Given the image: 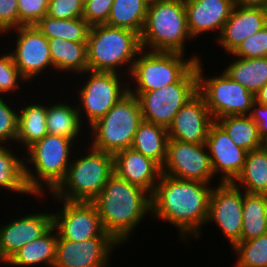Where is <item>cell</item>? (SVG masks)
<instances>
[{"label": "cell", "instance_id": "9a60e30c", "mask_svg": "<svg viewBox=\"0 0 267 267\" xmlns=\"http://www.w3.org/2000/svg\"><path fill=\"white\" fill-rule=\"evenodd\" d=\"M58 201L63 203V209L53 213V226L62 239L84 241L105 232L93 202Z\"/></svg>", "mask_w": 267, "mask_h": 267}, {"label": "cell", "instance_id": "9c48e42d", "mask_svg": "<svg viewBox=\"0 0 267 267\" xmlns=\"http://www.w3.org/2000/svg\"><path fill=\"white\" fill-rule=\"evenodd\" d=\"M198 92L196 64L175 83L149 92H129L140 102L143 121L168 129L177 112Z\"/></svg>", "mask_w": 267, "mask_h": 267}, {"label": "cell", "instance_id": "52a82bcc", "mask_svg": "<svg viewBox=\"0 0 267 267\" xmlns=\"http://www.w3.org/2000/svg\"><path fill=\"white\" fill-rule=\"evenodd\" d=\"M143 122L140 102L137 96L128 93L101 119L89 128L93 148L116 154L131 148L135 133Z\"/></svg>", "mask_w": 267, "mask_h": 267}, {"label": "cell", "instance_id": "f35d334b", "mask_svg": "<svg viewBox=\"0 0 267 267\" xmlns=\"http://www.w3.org/2000/svg\"><path fill=\"white\" fill-rule=\"evenodd\" d=\"M7 103L0 96V143L5 144L16 140L18 124V112Z\"/></svg>", "mask_w": 267, "mask_h": 267}, {"label": "cell", "instance_id": "7bdbcfd3", "mask_svg": "<svg viewBox=\"0 0 267 267\" xmlns=\"http://www.w3.org/2000/svg\"><path fill=\"white\" fill-rule=\"evenodd\" d=\"M257 125L259 137L267 135V106L254 101L248 115Z\"/></svg>", "mask_w": 267, "mask_h": 267}, {"label": "cell", "instance_id": "2e32d148", "mask_svg": "<svg viewBox=\"0 0 267 267\" xmlns=\"http://www.w3.org/2000/svg\"><path fill=\"white\" fill-rule=\"evenodd\" d=\"M17 34L12 55L15 66L25 81L32 80L48 67L53 68L48 38L34 25L14 29ZM17 31V32H16Z\"/></svg>", "mask_w": 267, "mask_h": 267}, {"label": "cell", "instance_id": "44dd1931", "mask_svg": "<svg viewBox=\"0 0 267 267\" xmlns=\"http://www.w3.org/2000/svg\"><path fill=\"white\" fill-rule=\"evenodd\" d=\"M114 173L129 183L141 186L151 194L162 174L161 166L132 148L113 155Z\"/></svg>", "mask_w": 267, "mask_h": 267}, {"label": "cell", "instance_id": "83f0119b", "mask_svg": "<svg viewBox=\"0 0 267 267\" xmlns=\"http://www.w3.org/2000/svg\"><path fill=\"white\" fill-rule=\"evenodd\" d=\"M223 71L255 95L267 82V57H238Z\"/></svg>", "mask_w": 267, "mask_h": 267}, {"label": "cell", "instance_id": "ee69618b", "mask_svg": "<svg viewBox=\"0 0 267 267\" xmlns=\"http://www.w3.org/2000/svg\"><path fill=\"white\" fill-rule=\"evenodd\" d=\"M234 6L237 7H251L264 8L267 7V0H233Z\"/></svg>", "mask_w": 267, "mask_h": 267}, {"label": "cell", "instance_id": "d590c367", "mask_svg": "<svg viewBox=\"0 0 267 267\" xmlns=\"http://www.w3.org/2000/svg\"><path fill=\"white\" fill-rule=\"evenodd\" d=\"M231 54L240 58L267 57V24L244 39Z\"/></svg>", "mask_w": 267, "mask_h": 267}, {"label": "cell", "instance_id": "30bf717a", "mask_svg": "<svg viewBox=\"0 0 267 267\" xmlns=\"http://www.w3.org/2000/svg\"><path fill=\"white\" fill-rule=\"evenodd\" d=\"M201 59L196 62L198 92L206 101L213 120L225 116L249 115L255 95L231 79L224 71L218 76L204 77Z\"/></svg>", "mask_w": 267, "mask_h": 267}, {"label": "cell", "instance_id": "bcb514c9", "mask_svg": "<svg viewBox=\"0 0 267 267\" xmlns=\"http://www.w3.org/2000/svg\"><path fill=\"white\" fill-rule=\"evenodd\" d=\"M261 147L267 152V135L261 139Z\"/></svg>", "mask_w": 267, "mask_h": 267}, {"label": "cell", "instance_id": "4dcf8cb0", "mask_svg": "<svg viewBox=\"0 0 267 267\" xmlns=\"http://www.w3.org/2000/svg\"><path fill=\"white\" fill-rule=\"evenodd\" d=\"M242 211L241 240H249L267 233V195L245 192Z\"/></svg>", "mask_w": 267, "mask_h": 267}, {"label": "cell", "instance_id": "3957f363", "mask_svg": "<svg viewBox=\"0 0 267 267\" xmlns=\"http://www.w3.org/2000/svg\"><path fill=\"white\" fill-rule=\"evenodd\" d=\"M74 145L75 142L71 139L48 133L26 150L28 157L24 156V178L32 196L34 194V197H41L45 186L52 193L64 180ZM28 162L32 164L35 172L26 166L30 164Z\"/></svg>", "mask_w": 267, "mask_h": 267}, {"label": "cell", "instance_id": "8fae6325", "mask_svg": "<svg viewBox=\"0 0 267 267\" xmlns=\"http://www.w3.org/2000/svg\"><path fill=\"white\" fill-rule=\"evenodd\" d=\"M90 77L79 90L81 100L76 103L80 120L85 113L88 126L104 117L112 107L129 93V86L120 82L119 74L113 72H95L87 70ZM122 84V85H121ZM123 85H126L123 86ZM79 104V105H78ZM82 107V108H81ZM83 109V110H82Z\"/></svg>", "mask_w": 267, "mask_h": 267}, {"label": "cell", "instance_id": "cb8c5ba5", "mask_svg": "<svg viewBox=\"0 0 267 267\" xmlns=\"http://www.w3.org/2000/svg\"><path fill=\"white\" fill-rule=\"evenodd\" d=\"M57 240L58 233L52 226L44 235L24 245L6 263L18 267L35 266L43 263L53 267Z\"/></svg>", "mask_w": 267, "mask_h": 267}, {"label": "cell", "instance_id": "74e56055", "mask_svg": "<svg viewBox=\"0 0 267 267\" xmlns=\"http://www.w3.org/2000/svg\"><path fill=\"white\" fill-rule=\"evenodd\" d=\"M19 22L23 26L35 25L47 15L49 0H17Z\"/></svg>", "mask_w": 267, "mask_h": 267}, {"label": "cell", "instance_id": "7a4b0ae2", "mask_svg": "<svg viewBox=\"0 0 267 267\" xmlns=\"http://www.w3.org/2000/svg\"><path fill=\"white\" fill-rule=\"evenodd\" d=\"M92 202L105 232L119 245L125 244L146 214L152 212L151 193L115 173Z\"/></svg>", "mask_w": 267, "mask_h": 267}, {"label": "cell", "instance_id": "8d00e7d4", "mask_svg": "<svg viewBox=\"0 0 267 267\" xmlns=\"http://www.w3.org/2000/svg\"><path fill=\"white\" fill-rule=\"evenodd\" d=\"M18 80L25 82L14 64L12 55L10 52L3 54L0 56V96L11 91L15 92L19 88Z\"/></svg>", "mask_w": 267, "mask_h": 267}, {"label": "cell", "instance_id": "7dc6e473", "mask_svg": "<svg viewBox=\"0 0 267 267\" xmlns=\"http://www.w3.org/2000/svg\"><path fill=\"white\" fill-rule=\"evenodd\" d=\"M148 5L153 3L165 2V1H172V0H145Z\"/></svg>", "mask_w": 267, "mask_h": 267}, {"label": "cell", "instance_id": "b9f144b4", "mask_svg": "<svg viewBox=\"0 0 267 267\" xmlns=\"http://www.w3.org/2000/svg\"><path fill=\"white\" fill-rule=\"evenodd\" d=\"M21 26L17 0H0V35Z\"/></svg>", "mask_w": 267, "mask_h": 267}, {"label": "cell", "instance_id": "484cf974", "mask_svg": "<svg viewBox=\"0 0 267 267\" xmlns=\"http://www.w3.org/2000/svg\"><path fill=\"white\" fill-rule=\"evenodd\" d=\"M168 140L167 128L143 121L137 128L131 148L162 166Z\"/></svg>", "mask_w": 267, "mask_h": 267}, {"label": "cell", "instance_id": "d4e9b609", "mask_svg": "<svg viewBox=\"0 0 267 267\" xmlns=\"http://www.w3.org/2000/svg\"><path fill=\"white\" fill-rule=\"evenodd\" d=\"M232 183L246 193L267 195V152L262 147L247 153L242 171Z\"/></svg>", "mask_w": 267, "mask_h": 267}, {"label": "cell", "instance_id": "5bb4252c", "mask_svg": "<svg viewBox=\"0 0 267 267\" xmlns=\"http://www.w3.org/2000/svg\"><path fill=\"white\" fill-rule=\"evenodd\" d=\"M118 244L107 232L84 241L62 239L58 235L53 267H108L110 254Z\"/></svg>", "mask_w": 267, "mask_h": 267}, {"label": "cell", "instance_id": "60d3db41", "mask_svg": "<svg viewBox=\"0 0 267 267\" xmlns=\"http://www.w3.org/2000/svg\"><path fill=\"white\" fill-rule=\"evenodd\" d=\"M83 13L80 0H49L47 15L56 19H77Z\"/></svg>", "mask_w": 267, "mask_h": 267}, {"label": "cell", "instance_id": "ac0fdd59", "mask_svg": "<svg viewBox=\"0 0 267 267\" xmlns=\"http://www.w3.org/2000/svg\"><path fill=\"white\" fill-rule=\"evenodd\" d=\"M213 117L203 96L197 92L176 114L168 127L169 139L181 142L204 144L208 137Z\"/></svg>", "mask_w": 267, "mask_h": 267}, {"label": "cell", "instance_id": "e575fe53", "mask_svg": "<svg viewBox=\"0 0 267 267\" xmlns=\"http://www.w3.org/2000/svg\"><path fill=\"white\" fill-rule=\"evenodd\" d=\"M232 249L238 255L235 267H267V233L241 240Z\"/></svg>", "mask_w": 267, "mask_h": 267}, {"label": "cell", "instance_id": "d6a6232c", "mask_svg": "<svg viewBox=\"0 0 267 267\" xmlns=\"http://www.w3.org/2000/svg\"><path fill=\"white\" fill-rule=\"evenodd\" d=\"M216 122L224 129L237 146L246 151L261 147V138L256 123L248 116H225Z\"/></svg>", "mask_w": 267, "mask_h": 267}, {"label": "cell", "instance_id": "5b68a950", "mask_svg": "<svg viewBox=\"0 0 267 267\" xmlns=\"http://www.w3.org/2000/svg\"><path fill=\"white\" fill-rule=\"evenodd\" d=\"M188 31L184 0L148 5L147 17L140 35L141 48L152 52L184 54Z\"/></svg>", "mask_w": 267, "mask_h": 267}, {"label": "cell", "instance_id": "f546056e", "mask_svg": "<svg viewBox=\"0 0 267 267\" xmlns=\"http://www.w3.org/2000/svg\"><path fill=\"white\" fill-rule=\"evenodd\" d=\"M147 9L145 0H114L106 25L130 29L141 35Z\"/></svg>", "mask_w": 267, "mask_h": 267}, {"label": "cell", "instance_id": "ba28073f", "mask_svg": "<svg viewBox=\"0 0 267 267\" xmlns=\"http://www.w3.org/2000/svg\"><path fill=\"white\" fill-rule=\"evenodd\" d=\"M177 52H152L141 50L129 74L136 89L129 92H149L178 82L200 60L198 56L184 59ZM136 81V82H135Z\"/></svg>", "mask_w": 267, "mask_h": 267}, {"label": "cell", "instance_id": "f6af8a7d", "mask_svg": "<svg viewBox=\"0 0 267 267\" xmlns=\"http://www.w3.org/2000/svg\"><path fill=\"white\" fill-rule=\"evenodd\" d=\"M255 101L267 106V82L262 88L255 94Z\"/></svg>", "mask_w": 267, "mask_h": 267}, {"label": "cell", "instance_id": "7c38bea8", "mask_svg": "<svg viewBox=\"0 0 267 267\" xmlns=\"http://www.w3.org/2000/svg\"><path fill=\"white\" fill-rule=\"evenodd\" d=\"M161 171L174 178L203 183H210L215 177L205 143H187L175 139L168 140Z\"/></svg>", "mask_w": 267, "mask_h": 267}, {"label": "cell", "instance_id": "277c9868", "mask_svg": "<svg viewBox=\"0 0 267 267\" xmlns=\"http://www.w3.org/2000/svg\"><path fill=\"white\" fill-rule=\"evenodd\" d=\"M141 50L138 33L106 24L93 25L87 40L88 70L117 73L127 64L130 73Z\"/></svg>", "mask_w": 267, "mask_h": 267}, {"label": "cell", "instance_id": "6da1fadb", "mask_svg": "<svg viewBox=\"0 0 267 267\" xmlns=\"http://www.w3.org/2000/svg\"><path fill=\"white\" fill-rule=\"evenodd\" d=\"M212 188L210 183L178 179L162 173L151 194V215L178 228L183 241L188 236L199 238L201 226L207 221Z\"/></svg>", "mask_w": 267, "mask_h": 267}, {"label": "cell", "instance_id": "d6986e66", "mask_svg": "<svg viewBox=\"0 0 267 267\" xmlns=\"http://www.w3.org/2000/svg\"><path fill=\"white\" fill-rule=\"evenodd\" d=\"M53 226V213L27 214L0 226V261L6 262L24 245L41 237Z\"/></svg>", "mask_w": 267, "mask_h": 267}, {"label": "cell", "instance_id": "7402d4cb", "mask_svg": "<svg viewBox=\"0 0 267 267\" xmlns=\"http://www.w3.org/2000/svg\"><path fill=\"white\" fill-rule=\"evenodd\" d=\"M266 24V9L234 6L217 42L231 55L244 39L261 30Z\"/></svg>", "mask_w": 267, "mask_h": 267}, {"label": "cell", "instance_id": "ffe728a7", "mask_svg": "<svg viewBox=\"0 0 267 267\" xmlns=\"http://www.w3.org/2000/svg\"><path fill=\"white\" fill-rule=\"evenodd\" d=\"M184 7L188 31L193 39L217 29L219 36L234 4L233 0H184Z\"/></svg>", "mask_w": 267, "mask_h": 267}, {"label": "cell", "instance_id": "4fadbf2b", "mask_svg": "<svg viewBox=\"0 0 267 267\" xmlns=\"http://www.w3.org/2000/svg\"><path fill=\"white\" fill-rule=\"evenodd\" d=\"M244 196L245 191L232 182H219L218 186H213L209 198L206 223L215 222L232 247L241 241Z\"/></svg>", "mask_w": 267, "mask_h": 267}, {"label": "cell", "instance_id": "836d02e7", "mask_svg": "<svg viewBox=\"0 0 267 267\" xmlns=\"http://www.w3.org/2000/svg\"><path fill=\"white\" fill-rule=\"evenodd\" d=\"M3 144L0 143V187L31 195L24 178V158L14 155L12 149L10 151Z\"/></svg>", "mask_w": 267, "mask_h": 267}, {"label": "cell", "instance_id": "1f68e13d", "mask_svg": "<svg viewBox=\"0 0 267 267\" xmlns=\"http://www.w3.org/2000/svg\"><path fill=\"white\" fill-rule=\"evenodd\" d=\"M48 39L60 37L74 42H87L91 26L81 17L56 19L45 15L34 25Z\"/></svg>", "mask_w": 267, "mask_h": 267}, {"label": "cell", "instance_id": "603a6c76", "mask_svg": "<svg viewBox=\"0 0 267 267\" xmlns=\"http://www.w3.org/2000/svg\"><path fill=\"white\" fill-rule=\"evenodd\" d=\"M53 69L85 74L88 70L87 42H74L60 37L48 39Z\"/></svg>", "mask_w": 267, "mask_h": 267}, {"label": "cell", "instance_id": "8992f818", "mask_svg": "<svg viewBox=\"0 0 267 267\" xmlns=\"http://www.w3.org/2000/svg\"><path fill=\"white\" fill-rule=\"evenodd\" d=\"M89 149L87 155L70 161L64 180L52 192L55 199L92 202L114 174L113 155Z\"/></svg>", "mask_w": 267, "mask_h": 267}, {"label": "cell", "instance_id": "e0dca14e", "mask_svg": "<svg viewBox=\"0 0 267 267\" xmlns=\"http://www.w3.org/2000/svg\"><path fill=\"white\" fill-rule=\"evenodd\" d=\"M214 175L221 174L220 182H233L242 171L248 151L234 144L224 129L214 121L205 142Z\"/></svg>", "mask_w": 267, "mask_h": 267}, {"label": "cell", "instance_id": "f1b7e54d", "mask_svg": "<svg viewBox=\"0 0 267 267\" xmlns=\"http://www.w3.org/2000/svg\"><path fill=\"white\" fill-rule=\"evenodd\" d=\"M83 120H80L77 106L66 102H58L47 106V132L76 141L80 134ZM81 126V127H80Z\"/></svg>", "mask_w": 267, "mask_h": 267}, {"label": "cell", "instance_id": "4316f807", "mask_svg": "<svg viewBox=\"0 0 267 267\" xmlns=\"http://www.w3.org/2000/svg\"><path fill=\"white\" fill-rule=\"evenodd\" d=\"M18 113L16 141L22 144L27 150L29 147L40 141L47 132V106L30 103L22 107Z\"/></svg>", "mask_w": 267, "mask_h": 267}, {"label": "cell", "instance_id": "ab89813d", "mask_svg": "<svg viewBox=\"0 0 267 267\" xmlns=\"http://www.w3.org/2000/svg\"><path fill=\"white\" fill-rule=\"evenodd\" d=\"M114 0H86L82 17L90 26L106 24Z\"/></svg>", "mask_w": 267, "mask_h": 267}]
</instances>
